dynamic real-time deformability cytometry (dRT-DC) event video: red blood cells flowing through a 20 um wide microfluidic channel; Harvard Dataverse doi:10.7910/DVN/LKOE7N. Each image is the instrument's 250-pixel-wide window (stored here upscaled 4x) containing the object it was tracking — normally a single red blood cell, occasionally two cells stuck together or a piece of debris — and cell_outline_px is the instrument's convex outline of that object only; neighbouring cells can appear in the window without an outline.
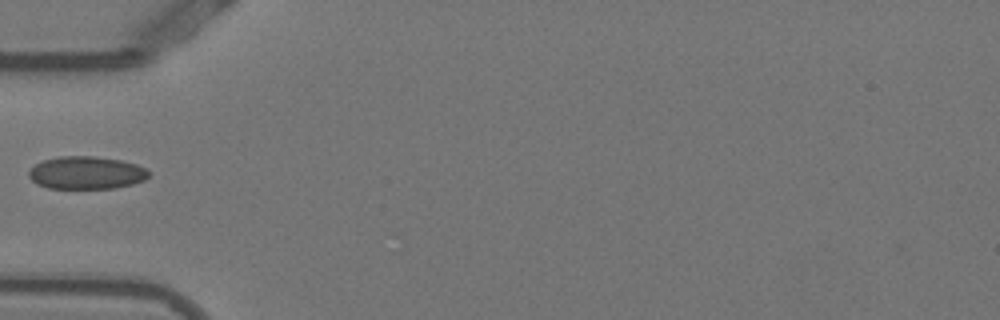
{"species": "Egyptian fruit bat (a non-hibernating species)", "species_latin": "Rousettus aegyptiacus", "temperature_condition": "warm", "stored_images_in_passage": 29, "camera_frame_rate_fps": 3000, "um_per_image_px": 0.085, "animal": {"sex": "female"}, "frame": {"image": 1, "passage_image": 1, "time_ms": 0.0, "image_size_px": [1000, 320], "cell_outline_px": [[148, 176], [144, 180], [132, 184], [112, 188], [48, 188], [36, 184], [28, 176], [28, 172], [36, 164], [44, 160], [56, 156], [92, 156], [120, 160], [136, 164], [144, 168], [148, 172]], "centroid_in_image_um": [7.3, 14.68], "position_along_channel_um": 77.7, "area_um2": 22.72}}
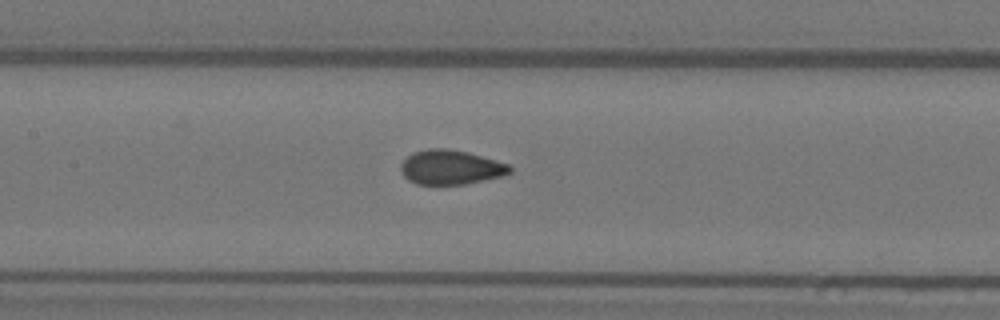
{"frame": {"image": 2, "passage_image": 8, "time_ms": 2.333, "image_size_px": [1000, 320], "cell_outline_px": [[512, 172], [504, 176], [464, 184], [416, 184], [408, 180], [400, 172], [400, 164], [412, 152], [428, 148], [448, 148], [468, 152], [496, 160], [508, 164], [512, 168]], "centroid_in_image_um": [38.3, 14.21], "position_along_channel_um": 169.1, "area_um2": 22.08}}
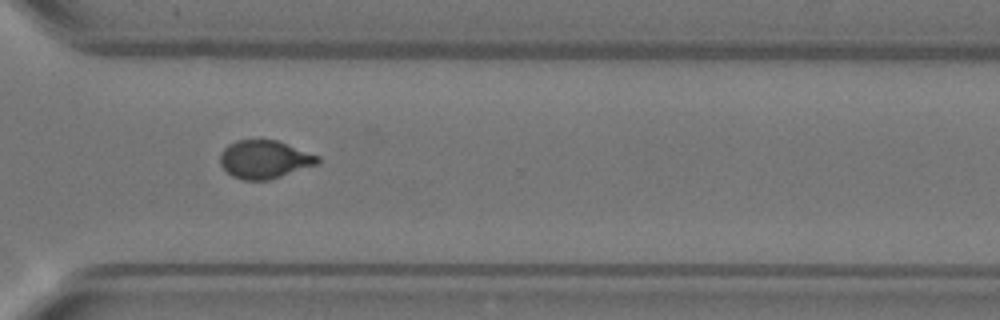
{"frame": {"image": 3, "passage_image": 22, "time_ms": 7.0, "image_size_px": [1000, 320], "cell_outline_px": [[320, 164], [268, 180], [240, 180], [232, 176], [220, 164], [220, 152], [228, 144], [236, 140], [276, 140], [320, 156]], "centroid_in_image_um": [22.49, 13.55], "position_along_channel_um": 348.1, "area_um2": 21.79}}